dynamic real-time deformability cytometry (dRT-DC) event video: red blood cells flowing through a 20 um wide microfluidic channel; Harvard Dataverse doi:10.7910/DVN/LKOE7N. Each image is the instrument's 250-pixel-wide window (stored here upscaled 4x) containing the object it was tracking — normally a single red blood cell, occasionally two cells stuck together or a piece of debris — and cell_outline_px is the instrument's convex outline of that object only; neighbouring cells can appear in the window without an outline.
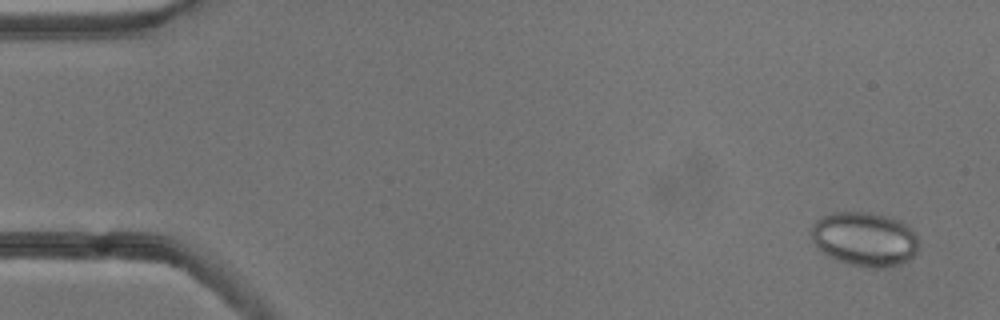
{"species": "common noctule bat (a hibernating species)", "species_latin": "Nyctalus noctula", "temperature_condition": "cold", "stored_images_in_passage": 52, "camera_frame_rate_fps": 3000, "um_per_image_px": 0.085, "animal": {"sex": "male", "body_mass_g": 13.3}, "frame": {"image": 1, "passage_image": 1, "time_ms": 0.0, "image_size_px": [1000, 320], "cell_outline_px": [[916, 252], [908, 260], [900, 264], [884, 268], [864, 268], [848, 264], [836, 260], [828, 256], [812, 240], [808, 232], [812, 224], [816, 220], [832, 212], [868, 212], [888, 216], [900, 220], [916, 236]], "centroid_in_image_um": [73.44, 20.33], "position_along_channel_um": 11.6, "area_um2": 33.99}}
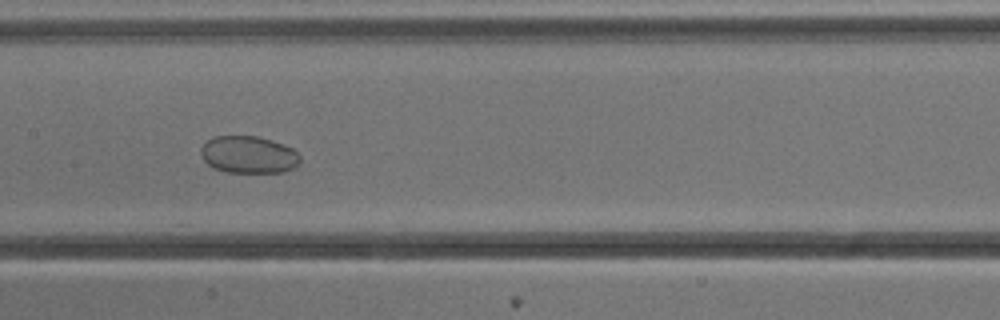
{"frame": {"image": 2, "passage_image": 25, "time_ms": 8.0, "image_size_px": [1000, 320], "cell_outline_px": [[300, 164], [284, 172], [224, 172], [212, 168], [204, 160], [200, 152], [200, 148], [208, 140], [216, 136], [256, 136], [272, 140], [292, 148], [300, 156]], "centroid_in_image_um": [21.12, 13.15], "position_along_channel_um": 186.3, "area_um2": 21.56}}
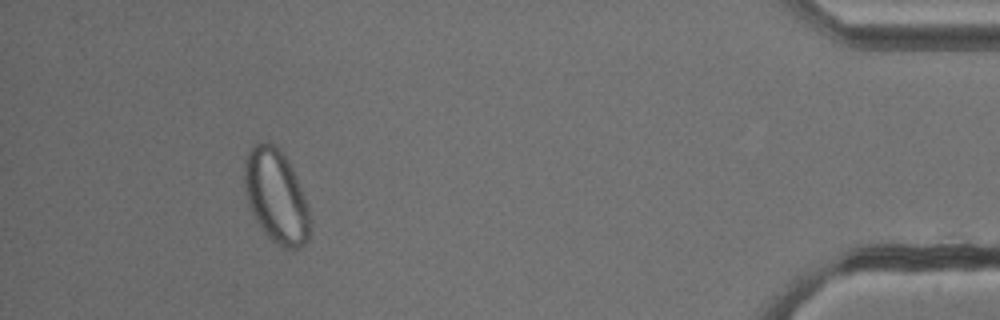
{"frame": {"image": 3, "passage_image": 48, "time_ms": 15.667, "image_size_px": [1000, 320], "cell_outline_px": [[312, 224], [308, 240], [300, 248], [292, 252], [276, 244], [264, 232], [256, 220], [248, 204], [244, 184], [244, 164], [248, 152], [252, 144], [260, 140], [268, 140], [276, 144], [292, 168], [308, 208]], "centroid_in_image_um": [23.47, 16.69], "position_along_channel_um": 411.7, "area_um2": 36.13}}